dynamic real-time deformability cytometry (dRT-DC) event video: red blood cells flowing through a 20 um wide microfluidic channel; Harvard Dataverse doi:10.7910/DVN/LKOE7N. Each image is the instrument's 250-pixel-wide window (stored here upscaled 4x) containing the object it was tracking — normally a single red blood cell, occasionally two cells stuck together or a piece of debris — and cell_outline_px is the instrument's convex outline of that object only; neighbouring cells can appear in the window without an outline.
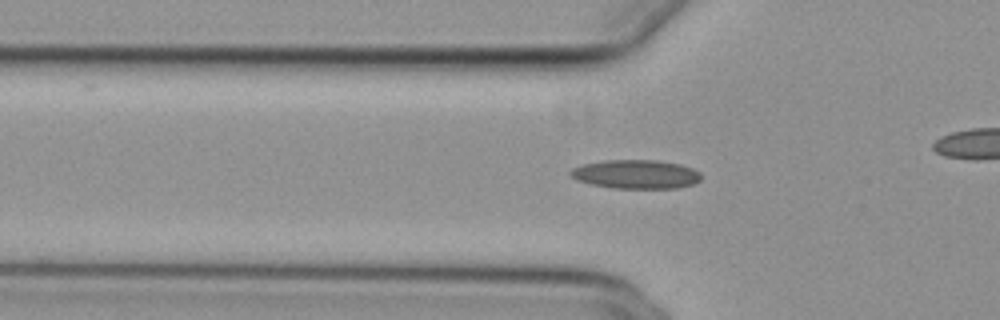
{"species": "common noctule bat (a hibernating species)", "species_latin": "Nyctalus noctula", "temperature_condition": "cold", "stored_images_in_passage": 44, "camera_frame_rate_fps": 3000, "um_per_image_px": 0.085, "animal": {"sex": "female", "body_mass_g": 29.2, "forearm_length_mm": 56.3}, "frame": {"image": 1, "passage_image": 18, "time_ms": 5.667, "image_size_px": [1000, 320], "cell_outline_px": [[700, 180], [692, 184], [676, 188], [612, 188], [592, 184], [576, 180], [568, 172], [572, 168], [584, 164], [604, 160], [656, 160], [680, 164], [692, 168], [700, 172]], "centroid_in_image_um": [54.04, 14.8], "position_along_channel_um": 71.8, "area_um2": 21.91}}
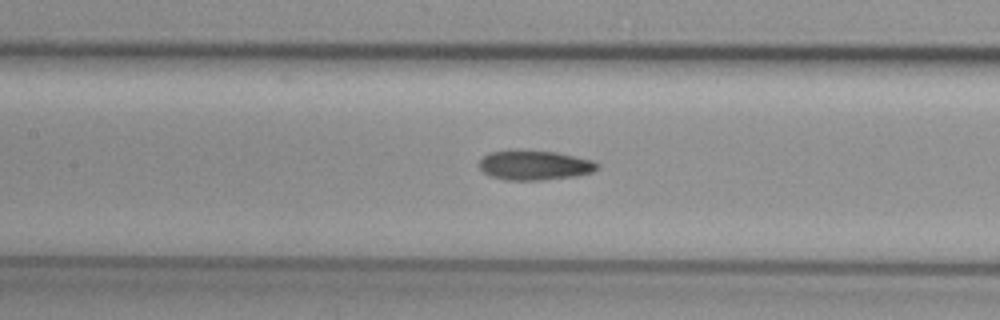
{"frame": {"image": 2, "passage_image": 25, "time_ms": 8.0, "image_size_px": [1000, 320], "cell_outline_px": [[600, 164], [592, 172], [576, 176], [540, 180], [504, 180], [492, 176], [484, 172], [480, 168], [480, 160], [484, 156], [492, 152], [520, 148], [556, 152], [592, 160]], "centroid_in_image_um": [45.43, 14.02], "position_along_channel_um": 162.0, "area_um2": 20.58}}
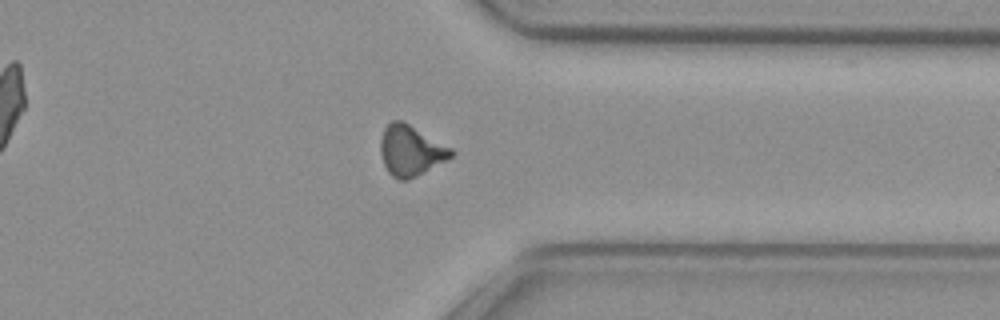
{"frame": {"image": 3, "passage_image": 42, "time_ms": 13.667, "image_size_px": [1000, 320], "cell_outline_px": [[456, 152], [448, 160], [408, 180], [400, 180], [392, 176], [388, 172], [384, 164], [380, 152], [380, 140], [384, 128], [392, 120], [400, 120], [408, 124], [452, 148]], "centroid_in_image_um": [34.91, 12.81], "position_along_channel_um": 376.5, "area_um2": 20.69}}